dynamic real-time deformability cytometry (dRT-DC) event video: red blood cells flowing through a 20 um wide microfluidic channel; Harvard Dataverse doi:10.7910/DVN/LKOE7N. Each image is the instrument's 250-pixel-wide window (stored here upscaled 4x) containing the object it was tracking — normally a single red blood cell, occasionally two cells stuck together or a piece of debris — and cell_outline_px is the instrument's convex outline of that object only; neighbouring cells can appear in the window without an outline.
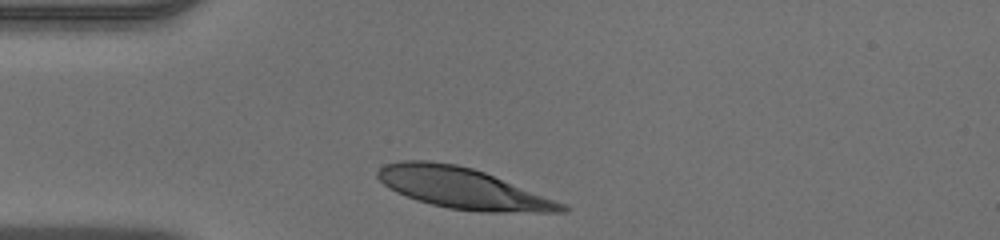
{"species": "human", "species_latin": "Homo sapiens", "temperature_condition": "warm", "stored_images_in_passage": 27, "camera_frame_rate_fps": 3000, "um_per_image_px": 0.085, "donor": {"sex": "male"}, "frame": {"image": 1, "passage_image": 1, "time_ms": 0.0, "image_size_px": [1000, 240], "cell_outline_px": [[568, 208], [564, 212], [480, 212], [448, 208], [416, 200], [396, 192], [384, 184], [376, 176], [376, 172], [384, 164], [408, 160], [424, 160], [456, 164], [472, 168], [484, 172], [564, 204]], "centroid_in_image_um": [39.27, 16.0], "position_along_channel_um": 45.7, "area_um2": 43.18}}
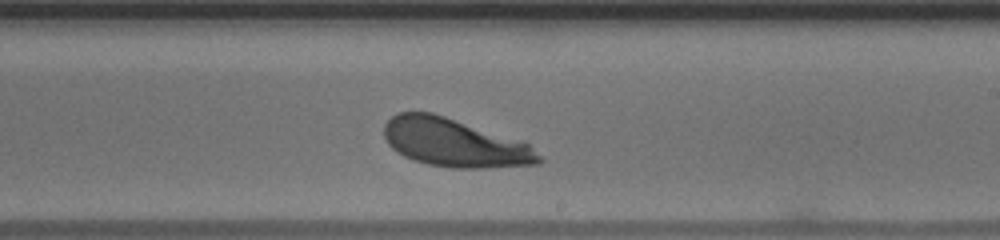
{"frame": {"image": 2, "passage_image": 17, "time_ms": 5.333, "image_size_px": [1000, 240], "cell_outline_px": [[544, 160], [540, 164], [484, 168], [452, 168], [428, 164], [404, 156], [392, 148], [388, 144], [384, 136], [384, 124], [396, 112], [432, 112], [528, 144]], "centroid_in_image_um": [38.59, 12.14], "position_along_channel_um": 250.4, "area_um2": 42.95}}
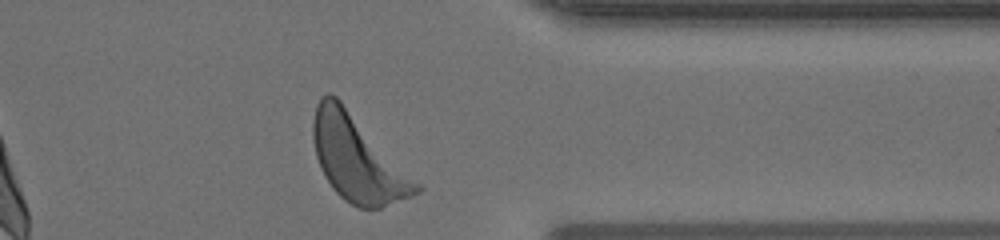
{"frame": {"image": 3, "passage_image": 27, "time_ms": 8.667, "image_size_px": [1000, 240], "cell_outline_px": [[424, 188], [420, 192], [412, 196], [380, 208], [360, 208], [344, 200], [336, 192], [328, 180], [316, 156], [312, 136], [312, 120], [316, 104], [320, 96], [328, 92], [332, 92], [340, 100]], "centroid_in_image_um": [30.37, 13.48], "position_along_channel_um": 381.0, "area_um2": 50.75}}